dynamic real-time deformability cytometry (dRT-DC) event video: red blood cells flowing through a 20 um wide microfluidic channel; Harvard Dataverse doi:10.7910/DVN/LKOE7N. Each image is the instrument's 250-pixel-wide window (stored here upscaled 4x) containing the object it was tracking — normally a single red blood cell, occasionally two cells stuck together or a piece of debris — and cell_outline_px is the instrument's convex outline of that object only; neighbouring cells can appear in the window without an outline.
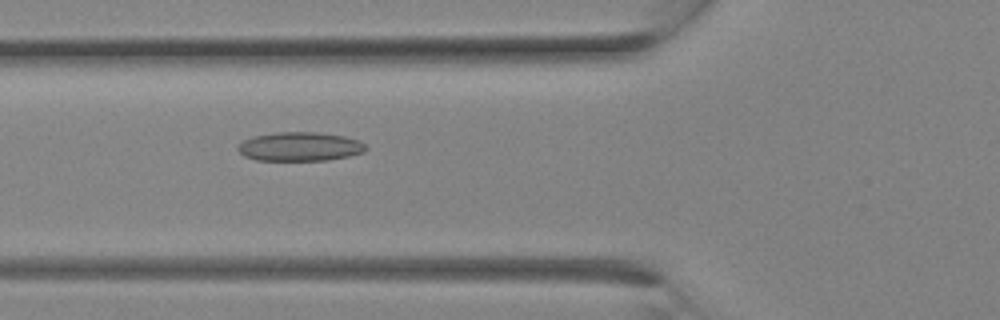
{"species": "Egyptian fruit bat (a non-hibernating species)", "species_latin": "Rousettus aegyptiacus", "temperature_condition": "room temperature", "stored_images_in_passage": 29, "camera_frame_rate_fps": 3000, "um_per_image_px": 0.085, "animal": {"sex": "female"}, "frame": {"image": 1, "passage_image": 11, "time_ms": 3.333, "image_size_px": [1000, 320], "cell_outline_px": [[368, 148], [364, 152], [348, 156], [328, 160], [256, 160], [244, 156], [236, 148], [244, 140], [252, 136], [280, 132], [312, 132], [344, 136], [356, 140], [364, 144]], "centroid_in_image_um": [25.47, 12.46], "position_along_channel_um": 100.3, "area_um2": 21.39}}
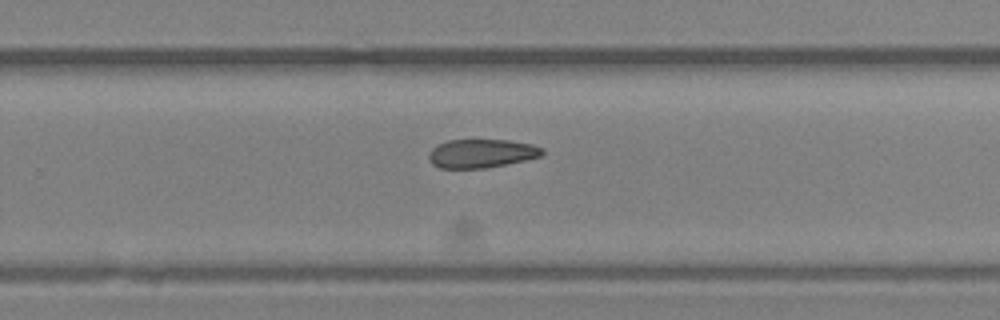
{"frame": {"image": 2, "passage_image": 19, "time_ms": 6.0, "image_size_px": [1000, 320], "cell_outline_px": [[544, 152], [540, 156], [524, 160], [484, 168], [440, 168], [432, 164], [428, 156], [432, 148], [436, 144], [448, 140], [508, 140], [532, 144], [544, 148]], "centroid_in_image_um": [40.9, 13.03], "position_along_channel_um": 288.9, "area_um2": 18.84}}
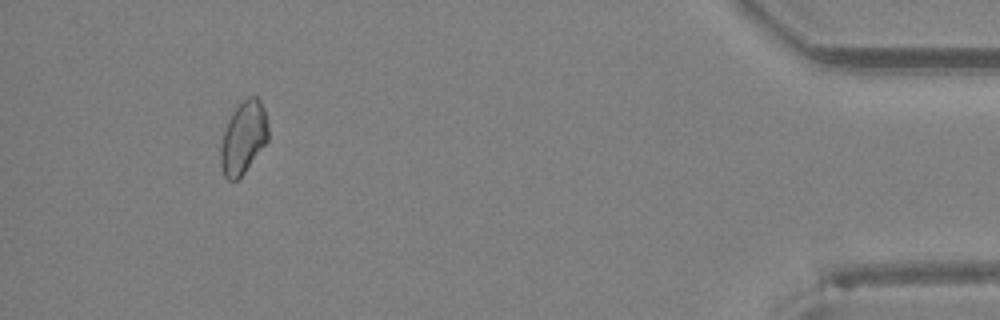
{"frame": {"image": 3, "passage_image": 27, "time_ms": 8.667, "image_size_px": [1000, 320], "cell_outline_px": [[268, 140], [244, 172], [236, 180], [228, 180], [224, 176], [220, 164], [220, 148], [224, 132], [228, 120], [232, 112], [248, 96], [256, 96], [260, 100], [264, 108], [268, 124]], "centroid_in_image_um": [20.69, 11.69], "position_along_channel_um": 414.5, "area_um2": 19.88}}